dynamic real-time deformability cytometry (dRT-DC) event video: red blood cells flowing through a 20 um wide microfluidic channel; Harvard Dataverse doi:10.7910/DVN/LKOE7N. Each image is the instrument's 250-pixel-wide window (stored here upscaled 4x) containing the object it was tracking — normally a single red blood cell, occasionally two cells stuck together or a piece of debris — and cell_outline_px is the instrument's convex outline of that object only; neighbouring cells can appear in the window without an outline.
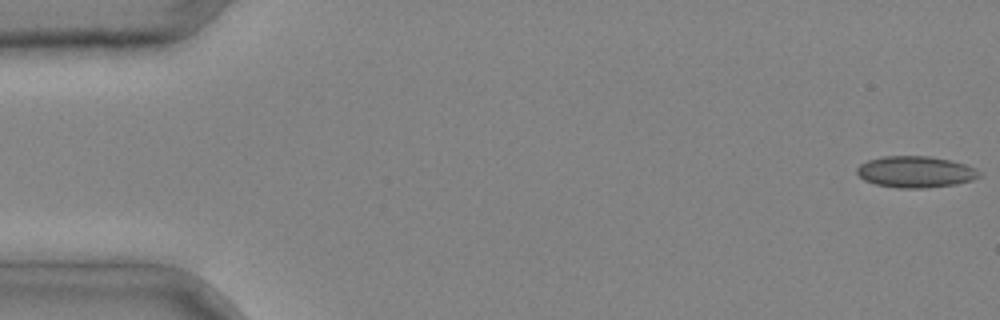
{"species": "common noctule bat (a hibernating species)", "species_latin": "Nyctalus noctula", "temperature_condition": "cold", "stored_images_in_passage": 4, "camera_frame_rate_fps": 3000, "um_per_image_px": 0.085, "animal": {"sex": "male", "body_mass_g": 20.4}, "frame": {"image": 1, "passage_image": 1, "time_ms": 0.0, "image_size_px": [1000, 320], "cell_outline_px": [[984, 172], [980, 176], [972, 180], [956, 184], [928, 188], [896, 188], [876, 184], [864, 180], [856, 172], [856, 168], [860, 164], [868, 160], [880, 156], [928, 156], [952, 160], [976, 168]], "centroid_in_image_um": [77.84, 14.61], "position_along_channel_um": 7.2, "area_um2": 22.66}}